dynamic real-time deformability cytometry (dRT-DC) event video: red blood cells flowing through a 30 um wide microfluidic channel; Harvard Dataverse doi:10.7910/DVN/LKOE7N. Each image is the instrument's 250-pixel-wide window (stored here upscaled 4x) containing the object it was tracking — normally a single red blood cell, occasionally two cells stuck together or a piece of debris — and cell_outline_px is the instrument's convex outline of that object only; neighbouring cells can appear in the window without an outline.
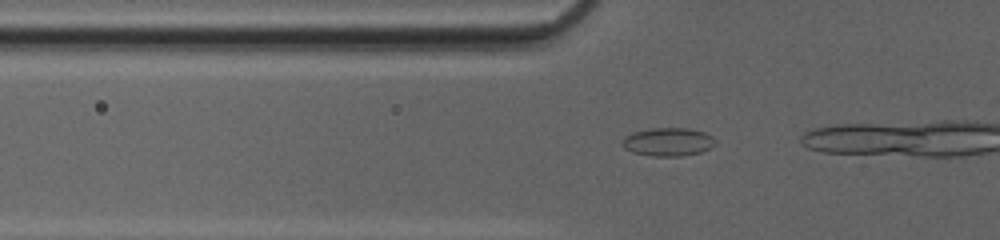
{"species": "common noctule bat (a hibernating species)", "species_latin": "Nyctalus noctula", "temperature_condition": "cold", "stored_images_in_passage": 19, "camera_frame_rate_fps": 3000, "um_per_image_px": 0.085, "animal": {"sex": "female", "body_mass_g": 20.0, "forearm_length_mm": 54.0}, "frame": {"image": 1, "passage_image": 14, "time_ms": 4.333, "image_size_px": [1000, 240], "cell_outline_px": [[716, 144], [700, 152], [680, 156], [652, 156], [632, 152], [624, 148], [624, 136], [632, 132], [652, 128], [688, 128], [704, 132], [712, 136], [716, 140]], "centroid_in_image_um": [56.79, 12.05], "position_along_channel_um": 69.0, "area_um2": 15.26}}